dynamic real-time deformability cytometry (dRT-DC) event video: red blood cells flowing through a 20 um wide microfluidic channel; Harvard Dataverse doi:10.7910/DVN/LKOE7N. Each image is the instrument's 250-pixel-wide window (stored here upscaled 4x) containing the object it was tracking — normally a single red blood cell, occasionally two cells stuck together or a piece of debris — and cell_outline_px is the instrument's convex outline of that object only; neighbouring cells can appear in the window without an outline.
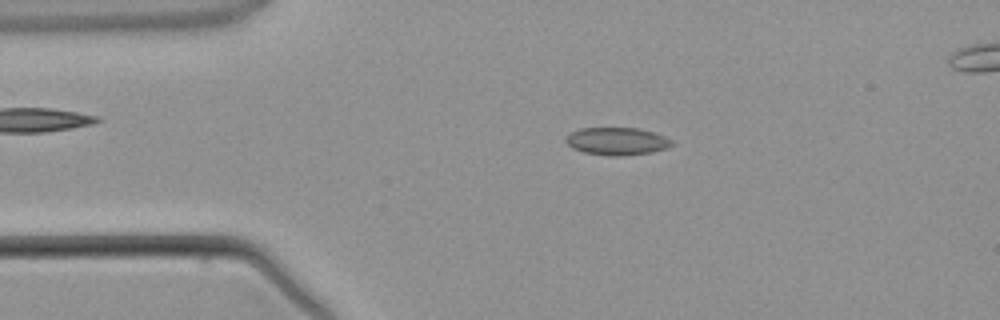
{"species": "common noctule bat (a hibernating species)", "species_latin": "Nyctalus noctula", "temperature_condition": "warm", "stored_images_in_passage": 2, "camera_frame_rate_fps": 3000, "um_per_image_px": 0.085, "animal": {"sex": "male", "body_mass_g": 21.5, "forearm_length_mm": 52.0}, "frame": {"image": 1, "passage_image": 1, "time_ms": 0.0, "image_size_px": [1000, 320], "cell_outline_px": [[672, 144], [664, 148], [652, 152], [620, 156], [608, 156], [584, 152], [572, 148], [564, 140], [564, 136], [580, 128], [640, 128], [664, 136], [672, 140]], "centroid_in_image_um": [52.39, 12.0], "position_along_channel_um": 32.6, "area_um2": 16.99}}